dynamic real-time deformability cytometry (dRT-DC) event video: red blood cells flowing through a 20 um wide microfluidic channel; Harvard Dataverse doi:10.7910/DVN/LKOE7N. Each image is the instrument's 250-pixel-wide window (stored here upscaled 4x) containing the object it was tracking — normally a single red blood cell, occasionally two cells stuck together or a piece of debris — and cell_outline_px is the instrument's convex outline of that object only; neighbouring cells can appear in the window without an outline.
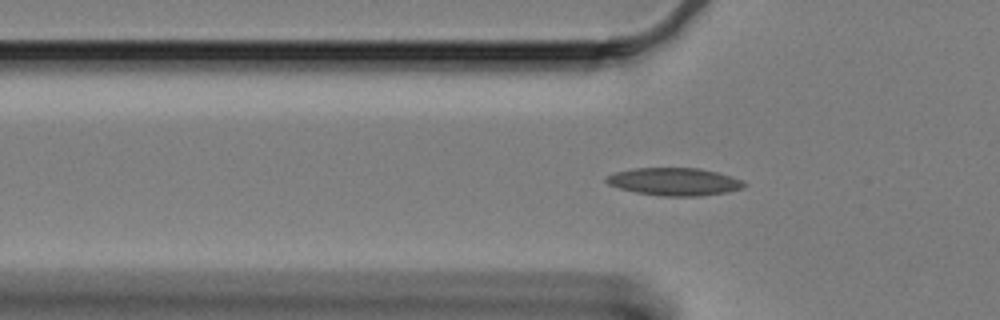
{"species": "Egyptian fruit bat (a non-hibernating species)", "species_latin": "Rousettus aegyptiacus", "temperature_condition": "cold", "stored_images_in_passage": 60, "camera_frame_rate_fps": 3000, "um_per_image_px": 0.085, "animal": {"sex": "female"}, "frame": {"image": 1, "passage_image": 18, "time_ms": 5.667, "image_size_px": [1000, 320], "cell_outline_px": [[748, 184], [744, 188], [728, 192], [704, 196], [660, 196], [636, 192], [620, 188], [608, 184], [604, 180], [608, 176], [616, 172], [632, 168], [700, 168], [732, 176], [744, 180]], "centroid_in_image_um": [57.39, 15.44], "position_along_channel_um": 68.4, "area_um2": 22.43}}
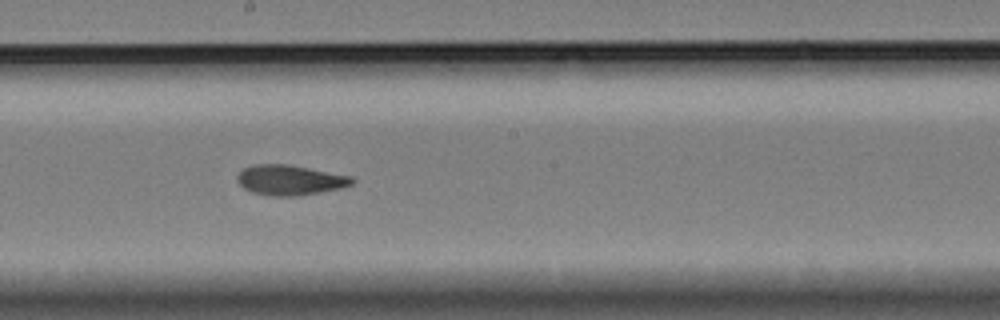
{"frame": {"image": 2, "passage_image": 32, "time_ms": 10.333, "image_size_px": [1000, 320], "cell_outline_px": [[356, 180], [352, 184], [340, 188], [300, 196], [272, 196], [252, 192], [244, 188], [236, 180], [236, 176], [244, 168], [256, 164], [288, 164], [352, 176]], "centroid_in_image_um": [24.65, 15.3], "position_along_channel_um": 223.6, "area_um2": 20.17}}
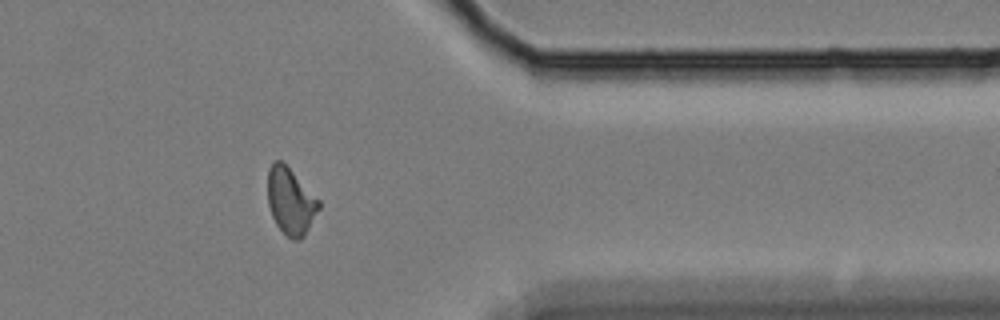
{"frame": {"image": 3, "passage_image": 48, "time_ms": 15.667, "image_size_px": [1000, 320], "cell_outline_px": [[320, 208], [304, 236], [300, 240], [292, 240], [276, 224], [272, 216], [268, 204], [268, 168], [276, 160], [280, 160], [320, 200]], "centroid_in_image_um": [24.7, 17.13], "position_along_channel_um": 386.7, "area_um2": 19.54}, "authors_computed_cell_mechanics": {"area_um2": 19.8832, "velocity_mm_per_s": 3.3113, "shape_relaxation_time_tau1_ms": null, "shape_relaxation_time_tau2_ms": 2.5095, "deformation_change_tau1": null, "deformation_change_tau2": 0.0776}}